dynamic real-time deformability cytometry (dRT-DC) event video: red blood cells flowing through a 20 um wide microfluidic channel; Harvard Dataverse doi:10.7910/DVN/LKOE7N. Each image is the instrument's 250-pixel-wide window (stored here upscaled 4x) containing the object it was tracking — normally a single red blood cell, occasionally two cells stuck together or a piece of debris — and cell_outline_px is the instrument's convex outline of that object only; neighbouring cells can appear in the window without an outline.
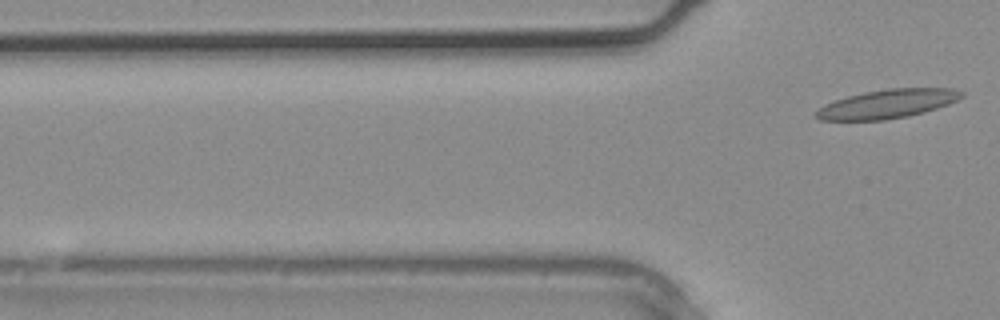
{"species": "common noctule bat (a hibernating species)", "species_latin": "Nyctalus noctula", "temperature_condition": "warm", "stored_images_in_passage": 3, "camera_frame_rate_fps": 3000, "um_per_image_px": 0.085, "animal": {"sex": "male", "body_mass_g": 20.4}, "frame": {"image": 1, "passage_image": 3, "time_ms": 0.667, "image_size_px": [1000, 320], "cell_outline_px": [[964, 96], [948, 104], [924, 112], [908, 116], [884, 120], [820, 120], [812, 116], [812, 112], [824, 104], [848, 96], [864, 92], [888, 88], [952, 88], [964, 92]], "centroid_in_image_um": [75.38, 8.83], "position_along_channel_um": 50.4, "area_um2": 24.57}}